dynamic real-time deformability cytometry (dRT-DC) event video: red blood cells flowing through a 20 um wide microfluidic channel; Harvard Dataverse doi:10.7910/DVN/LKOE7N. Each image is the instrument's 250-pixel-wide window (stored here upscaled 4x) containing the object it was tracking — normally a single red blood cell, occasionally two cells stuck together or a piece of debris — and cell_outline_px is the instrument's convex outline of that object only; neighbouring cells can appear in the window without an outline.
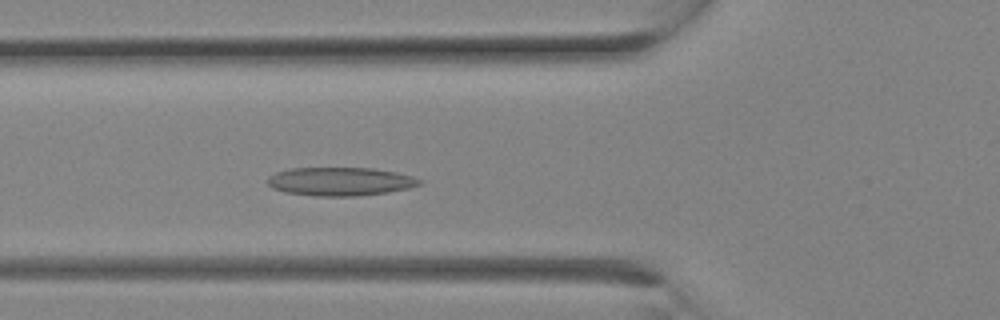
{"species": "Egyptian fruit bat (a non-hibernating species)", "species_latin": "Rousettus aegyptiacus", "temperature_condition": "room temperature", "stored_images_in_passage": 9, "camera_frame_rate_fps": 3000, "um_per_image_px": 0.085, "animal": {"sex": "female"}, "frame": {"image": 1, "passage_image": 9, "time_ms": 2.667, "image_size_px": [1000, 320], "cell_outline_px": [[424, 184], [408, 188], [388, 192], [356, 196], [316, 196], [284, 192], [272, 188], [268, 184], [268, 176], [276, 172], [288, 168], [372, 168], [396, 172], [412, 176], [424, 180]], "centroid_in_image_um": [28.94, 15.42], "position_along_channel_um": 96.9, "area_um2": 25.37}}